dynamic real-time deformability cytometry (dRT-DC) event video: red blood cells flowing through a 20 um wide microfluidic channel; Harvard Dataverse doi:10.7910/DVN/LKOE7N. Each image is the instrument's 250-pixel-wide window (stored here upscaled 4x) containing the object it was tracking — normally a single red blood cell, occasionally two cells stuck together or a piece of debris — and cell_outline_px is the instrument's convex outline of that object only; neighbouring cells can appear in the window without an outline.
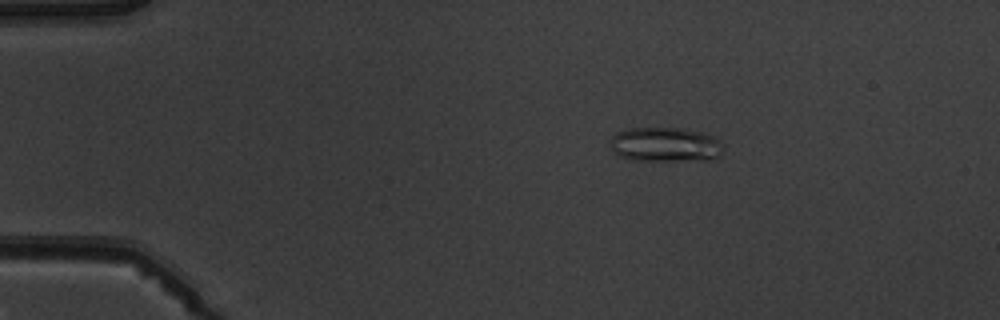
{"species": "common noctule bat (a hibernating species)", "species_latin": "Nyctalus noctula", "temperature_condition": "warm", "stored_images_in_passage": 4, "camera_frame_rate_fps": 3000, "um_per_image_px": 0.085, "animal": {"sex": "male", "body_mass_g": 19.5, "forearm_length_mm": 54.6}, "frame": {"image": 1, "passage_image": 1, "time_ms": 0.0, "image_size_px": [1000, 320], "cell_outline_px": [[724, 152], [708, 160], [632, 160], [620, 156], [612, 152], [612, 136], [616, 132], [628, 128], [676, 128], [704, 132], [720, 140], [724, 144]], "centroid_in_image_um": [56.58, 12.28], "position_along_channel_um": 28.4, "area_um2": 22.83}}
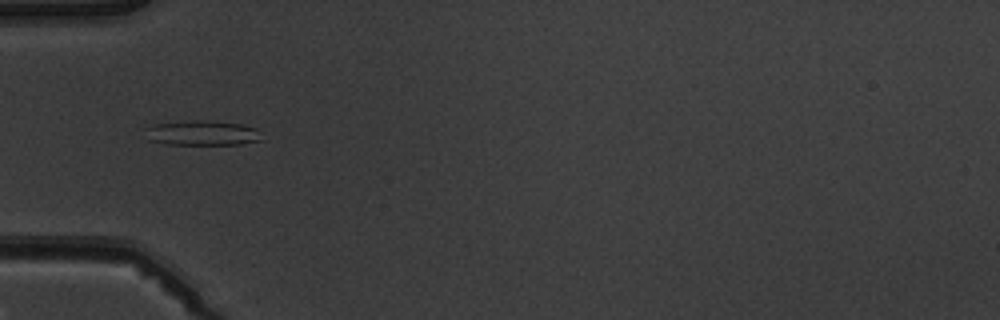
{"frame": {"image": 2, "passage_image": 3, "time_ms": 2.667, "image_size_px": [1000, 320], "cell_outline_px": [[264, 140], [240, 144], [168, 144], [148, 140], [144, 128], [156, 124], [196, 120], [212, 120], [240, 124], [256, 128]], "centroid_in_image_um": [17.21, 11.3], "position_along_channel_um": 67.8, "area_um2": 16.88}}
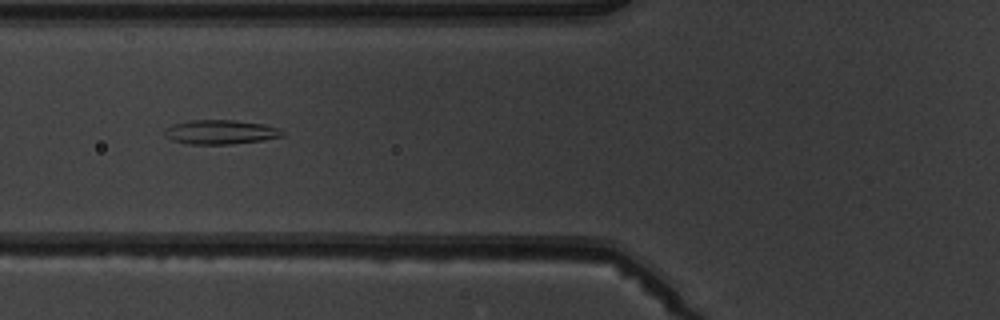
{"frame": {"image": 3, "passage_image": 4, "time_ms": 3.667, "image_size_px": [1000, 320], "cell_outline_px": [[284, 136], [260, 140], [228, 144], [188, 144], [172, 140], [164, 136], [164, 128], [172, 124], [188, 120], [236, 120], [264, 124], [276, 128], [284, 132]], "centroid_in_image_um": [18.67, 11.21], "position_along_channel_um": 107.1, "area_um2": 16.65}}